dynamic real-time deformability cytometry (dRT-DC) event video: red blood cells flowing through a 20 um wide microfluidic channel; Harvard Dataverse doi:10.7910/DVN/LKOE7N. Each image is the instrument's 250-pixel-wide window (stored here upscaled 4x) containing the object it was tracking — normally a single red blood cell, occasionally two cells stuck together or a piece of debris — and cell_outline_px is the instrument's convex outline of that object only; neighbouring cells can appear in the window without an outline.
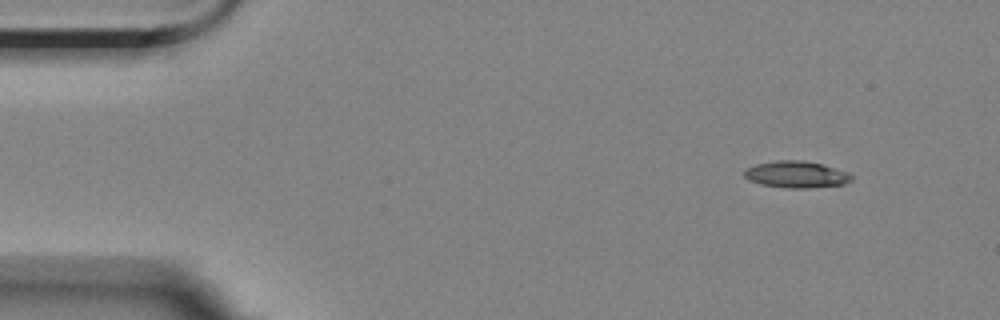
{"species": "Egyptian fruit bat (a non-hibernating species)", "species_latin": "Rousettus aegyptiacus", "temperature_condition": "room temperature", "stored_images_in_passage": 4, "camera_frame_rate_fps": 3000, "um_per_image_px": 0.085, "animal": {"sex": "female"}, "frame": {"image": 1, "passage_image": 1, "time_ms": 0.0, "image_size_px": [1000, 320], "cell_outline_px": [[852, 180], [844, 184], [808, 188], [788, 188], [760, 184], [748, 180], [744, 176], [744, 168], [756, 164], [776, 160], [804, 160], [820, 164], [848, 172], [852, 176]], "centroid_in_image_um": [67.64, 14.83], "position_along_channel_um": 17.4, "area_um2": 16.7}}
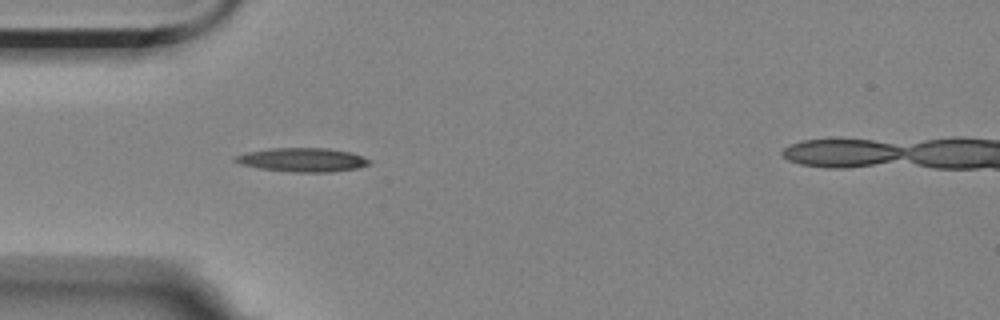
{"frame": {"image": 2, "passage_image": 4, "time_ms": 3.667, "image_size_px": [1000, 320], "cell_outline_px": [[372, 164], [360, 168], [332, 172], [292, 172], [260, 168], [240, 164], [232, 160], [232, 156], [244, 152], [272, 148], [328, 148], [348, 152], [372, 160]], "centroid_in_image_um": [25.69, 13.59], "position_along_channel_um": 59.3, "area_um2": 18.84}}